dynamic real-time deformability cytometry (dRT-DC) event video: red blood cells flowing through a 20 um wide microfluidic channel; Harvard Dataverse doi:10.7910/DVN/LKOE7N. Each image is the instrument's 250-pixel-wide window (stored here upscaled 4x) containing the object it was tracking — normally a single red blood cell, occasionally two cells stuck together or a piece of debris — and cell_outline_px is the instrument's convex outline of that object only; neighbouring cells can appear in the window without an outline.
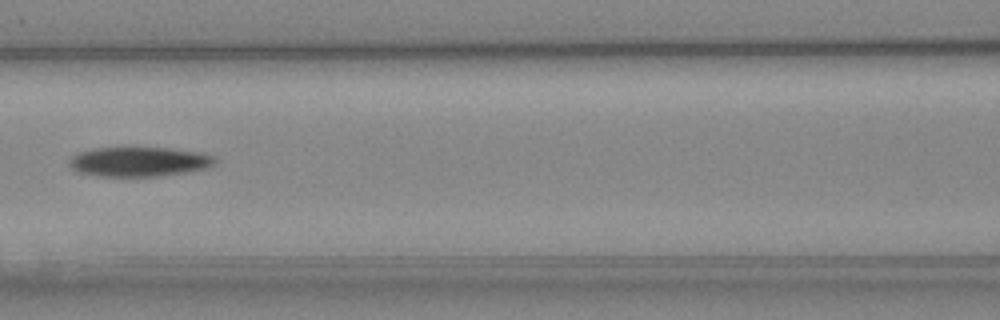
{"species": "Egyptian fruit bat (a non-hibernating species)", "species_latin": "Rousettus aegyptiacus", "temperature_condition": "cold", "stored_images_in_passage": 6, "camera_frame_rate_fps": 3000, "um_per_image_px": 0.085, "animal": {"sex": "female"}, "frame": {"image": 1, "passage_image": 5, "time_ms": 4.667, "image_size_px": [1000, 320], "cell_outline_px": [[216, 164], [208, 168], [188, 172], [156, 176], [100, 176], [76, 172], [68, 164], [68, 160], [76, 152], [96, 148], [168, 148], [200, 152], [212, 156], [216, 160]], "centroid_in_image_um": [11.8, 13.75], "position_along_channel_um": 154.8, "area_um2": 25.2}}
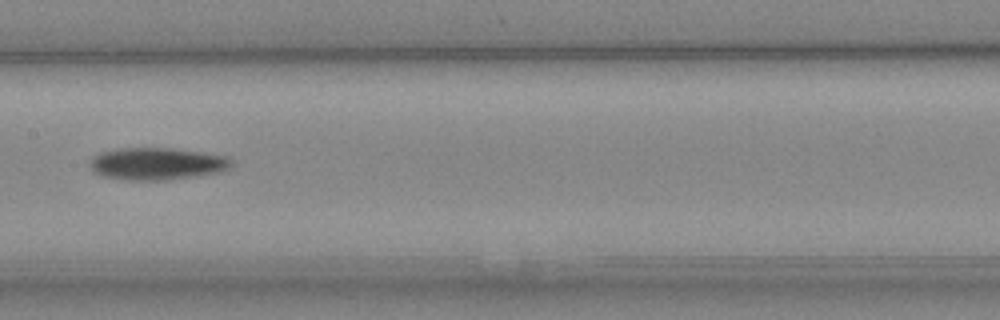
{"frame": {"image": 2, "passage_image": 6, "time_ms": 5.667, "image_size_px": [1000, 320], "cell_outline_px": [[232, 168], [224, 172], [200, 176], [168, 180], [124, 180], [100, 176], [92, 172], [88, 164], [92, 156], [100, 152], [116, 148], [172, 148], [228, 156], [232, 160]], "centroid_in_image_um": [13.34, 13.93], "position_along_channel_um": 194.1, "area_um2": 27.34}}